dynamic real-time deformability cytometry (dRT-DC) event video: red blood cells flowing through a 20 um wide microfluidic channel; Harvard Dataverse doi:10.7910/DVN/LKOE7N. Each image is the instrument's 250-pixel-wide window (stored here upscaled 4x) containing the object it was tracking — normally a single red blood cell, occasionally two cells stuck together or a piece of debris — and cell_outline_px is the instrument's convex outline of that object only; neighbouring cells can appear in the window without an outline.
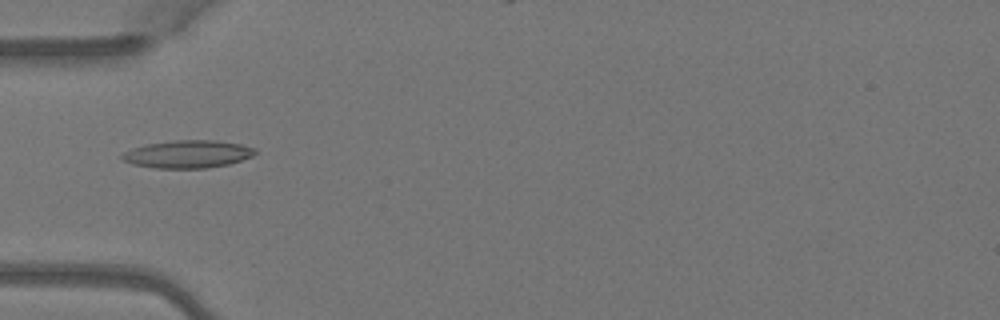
{"species": "Egyptian fruit bat (a non-hibernating species)", "species_latin": "Rousettus aegyptiacus", "temperature_condition": "warm", "stored_images_in_passage": 5, "camera_frame_rate_fps": 3000, "um_per_image_px": 0.085, "animal": {"sex": "female"}, "frame": {"image": 1, "passage_image": 4, "time_ms": 1.0, "image_size_px": [1000, 320], "cell_outline_px": [[256, 152], [252, 156], [228, 164], [208, 168], [152, 168], [132, 164], [124, 160], [120, 156], [124, 152], [132, 148], [148, 144], [176, 140], [216, 140], [240, 144], [256, 148]], "centroid_in_image_um": [15.95, 13.1], "position_along_channel_um": 69.0, "area_um2": 21.39}}
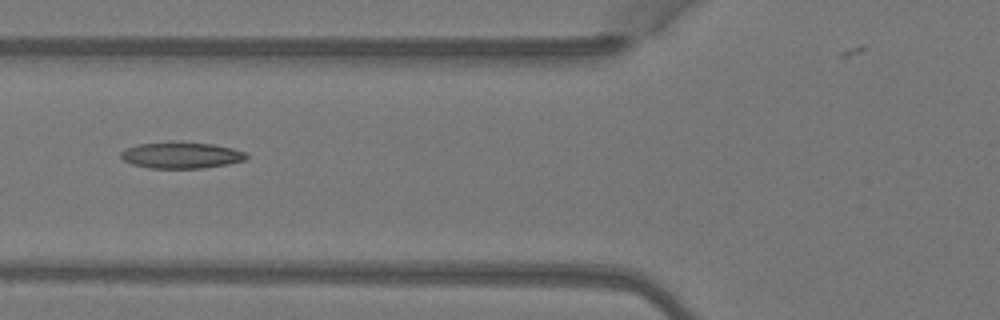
{"frame": {"image": 2, "passage_image": 5, "time_ms": 1.333, "image_size_px": [1000, 320], "cell_outline_px": [[248, 156], [244, 160], [228, 164], [200, 168], [148, 168], [132, 164], [124, 160], [120, 156], [120, 152], [128, 148], [140, 144], [212, 144], [232, 148], [244, 152]], "centroid_in_image_um": [15.41, 13.23], "position_along_channel_um": 110.4, "area_um2": 18.32}}